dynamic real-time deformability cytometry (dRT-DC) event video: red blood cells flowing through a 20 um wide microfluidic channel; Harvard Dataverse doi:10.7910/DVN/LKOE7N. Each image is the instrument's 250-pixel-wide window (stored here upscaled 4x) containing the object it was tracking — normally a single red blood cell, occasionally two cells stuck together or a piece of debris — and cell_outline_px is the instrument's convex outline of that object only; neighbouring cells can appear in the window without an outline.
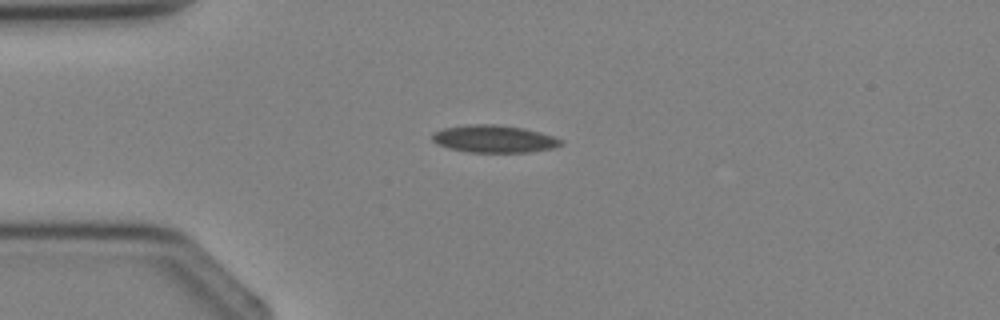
{"species": "Egyptian fruit bat (a non-hibernating species)", "species_latin": "Rousettus aegyptiacus", "temperature_condition": "cold", "stored_images_in_passage": 1, "camera_frame_rate_fps": 3000, "um_per_image_px": 0.085, "animal": {"sex": "female"}, "frame": {"image": 1, "passage_image": 1, "time_ms": 0.0, "image_size_px": [1000, 320], "cell_outline_px": [[564, 144], [556, 148], [528, 152], [468, 152], [448, 148], [436, 144], [432, 140], [432, 132], [444, 128], [464, 124], [496, 124], [524, 128], [540, 132], [564, 140]], "centroid_in_image_um": [42.0, 11.8], "position_along_channel_um": 43.0, "area_um2": 20.87}}